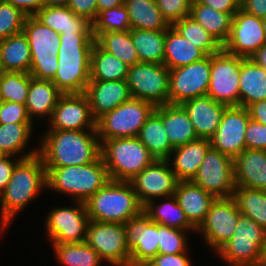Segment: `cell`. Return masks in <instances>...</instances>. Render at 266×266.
<instances>
[{
	"mask_svg": "<svg viewBox=\"0 0 266 266\" xmlns=\"http://www.w3.org/2000/svg\"><path fill=\"white\" fill-rule=\"evenodd\" d=\"M33 123L25 105L2 101L0 103V124Z\"/></svg>",
	"mask_w": 266,
	"mask_h": 266,
	"instance_id": "681fc988",
	"label": "cell"
},
{
	"mask_svg": "<svg viewBox=\"0 0 266 266\" xmlns=\"http://www.w3.org/2000/svg\"><path fill=\"white\" fill-rule=\"evenodd\" d=\"M4 72V68L1 62V52H0V74Z\"/></svg>",
	"mask_w": 266,
	"mask_h": 266,
	"instance_id": "03108f58",
	"label": "cell"
},
{
	"mask_svg": "<svg viewBox=\"0 0 266 266\" xmlns=\"http://www.w3.org/2000/svg\"><path fill=\"white\" fill-rule=\"evenodd\" d=\"M192 182L216 198L232 197L236 189L234 159L210 147Z\"/></svg>",
	"mask_w": 266,
	"mask_h": 266,
	"instance_id": "7c38bea8",
	"label": "cell"
},
{
	"mask_svg": "<svg viewBox=\"0 0 266 266\" xmlns=\"http://www.w3.org/2000/svg\"><path fill=\"white\" fill-rule=\"evenodd\" d=\"M31 50L30 75L53 80L58 67L60 34L44 25L35 16H27L22 30Z\"/></svg>",
	"mask_w": 266,
	"mask_h": 266,
	"instance_id": "ba28073f",
	"label": "cell"
},
{
	"mask_svg": "<svg viewBox=\"0 0 266 266\" xmlns=\"http://www.w3.org/2000/svg\"><path fill=\"white\" fill-rule=\"evenodd\" d=\"M76 207L51 209L46 217V229L52 243L85 242L89 216L84 202Z\"/></svg>",
	"mask_w": 266,
	"mask_h": 266,
	"instance_id": "9a60e30c",
	"label": "cell"
},
{
	"mask_svg": "<svg viewBox=\"0 0 266 266\" xmlns=\"http://www.w3.org/2000/svg\"><path fill=\"white\" fill-rule=\"evenodd\" d=\"M47 188L46 169L41 157L35 156L22 159L15 167L9 183L0 194L1 231L6 229L18 211Z\"/></svg>",
	"mask_w": 266,
	"mask_h": 266,
	"instance_id": "3957f363",
	"label": "cell"
},
{
	"mask_svg": "<svg viewBox=\"0 0 266 266\" xmlns=\"http://www.w3.org/2000/svg\"><path fill=\"white\" fill-rule=\"evenodd\" d=\"M172 26L207 56L217 53L222 49L218 41L189 15L175 22Z\"/></svg>",
	"mask_w": 266,
	"mask_h": 266,
	"instance_id": "b9f144b4",
	"label": "cell"
},
{
	"mask_svg": "<svg viewBox=\"0 0 266 266\" xmlns=\"http://www.w3.org/2000/svg\"><path fill=\"white\" fill-rule=\"evenodd\" d=\"M250 119L266 125V100L257 101L247 107Z\"/></svg>",
	"mask_w": 266,
	"mask_h": 266,
	"instance_id": "680465c9",
	"label": "cell"
},
{
	"mask_svg": "<svg viewBox=\"0 0 266 266\" xmlns=\"http://www.w3.org/2000/svg\"><path fill=\"white\" fill-rule=\"evenodd\" d=\"M57 260L65 266H99L102 258L85 242L52 243Z\"/></svg>",
	"mask_w": 266,
	"mask_h": 266,
	"instance_id": "60d3db41",
	"label": "cell"
},
{
	"mask_svg": "<svg viewBox=\"0 0 266 266\" xmlns=\"http://www.w3.org/2000/svg\"><path fill=\"white\" fill-rule=\"evenodd\" d=\"M201 4L214 10L229 13L233 16L240 9L241 0H198Z\"/></svg>",
	"mask_w": 266,
	"mask_h": 266,
	"instance_id": "11a10c76",
	"label": "cell"
},
{
	"mask_svg": "<svg viewBox=\"0 0 266 266\" xmlns=\"http://www.w3.org/2000/svg\"><path fill=\"white\" fill-rule=\"evenodd\" d=\"M63 93L52 83L51 80L30 79L26 109L31 121L36 115L41 117L52 116L53 110Z\"/></svg>",
	"mask_w": 266,
	"mask_h": 266,
	"instance_id": "1f68e13d",
	"label": "cell"
},
{
	"mask_svg": "<svg viewBox=\"0 0 266 266\" xmlns=\"http://www.w3.org/2000/svg\"><path fill=\"white\" fill-rule=\"evenodd\" d=\"M85 243L102 258L115 266H129L130 250L126 245L125 226L90 220Z\"/></svg>",
	"mask_w": 266,
	"mask_h": 266,
	"instance_id": "4fadbf2b",
	"label": "cell"
},
{
	"mask_svg": "<svg viewBox=\"0 0 266 266\" xmlns=\"http://www.w3.org/2000/svg\"><path fill=\"white\" fill-rule=\"evenodd\" d=\"M38 154V150H33L27 152L24 156L19 159L12 160L10 159L13 156L10 155H2L0 157V194L9 183L11 179V175L16 167V165L22 160Z\"/></svg>",
	"mask_w": 266,
	"mask_h": 266,
	"instance_id": "816d5d0a",
	"label": "cell"
},
{
	"mask_svg": "<svg viewBox=\"0 0 266 266\" xmlns=\"http://www.w3.org/2000/svg\"><path fill=\"white\" fill-rule=\"evenodd\" d=\"M250 58L266 70V42Z\"/></svg>",
	"mask_w": 266,
	"mask_h": 266,
	"instance_id": "91938a15",
	"label": "cell"
},
{
	"mask_svg": "<svg viewBox=\"0 0 266 266\" xmlns=\"http://www.w3.org/2000/svg\"><path fill=\"white\" fill-rule=\"evenodd\" d=\"M4 71L30 73L31 50L24 32L0 40Z\"/></svg>",
	"mask_w": 266,
	"mask_h": 266,
	"instance_id": "e575fe53",
	"label": "cell"
},
{
	"mask_svg": "<svg viewBox=\"0 0 266 266\" xmlns=\"http://www.w3.org/2000/svg\"><path fill=\"white\" fill-rule=\"evenodd\" d=\"M262 23H263L264 33H265V36H266V17L262 18Z\"/></svg>",
	"mask_w": 266,
	"mask_h": 266,
	"instance_id": "e7e4bbea",
	"label": "cell"
},
{
	"mask_svg": "<svg viewBox=\"0 0 266 266\" xmlns=\"http://www.w3.org/2000/svg\"><path fill=\"white\" fill-rule=\"evenodd\" d=\"M158 8L167 22L172 26L175 22L190 14L192 0H156Z\"/></svg>",
	"mask_w": 266,
	"mask_h": 266,
	"instance_id": "c3c4849f",
	"label": "cell"
},
{
	"mask_svg": "<svg viewBox=\"0 0 266 266\" xmlns=\"http://www.w3.org/2000/svg\"><path fill=\"white\" fill-rule=\"evenodd\" d=\"M50 120V128L54 130H96L85 93L62 94Z\"/></svg>",
	"mask_w": 266,
	"mask_h": 266,
	"instance_id": "44dd1931",
	"label": "cell"
},
{
	"mask_svg": "<svg viewBox=\"0 0 266 266\" xmlns=\"http://www.w3.org/2000/svg\"><path fill=\"white\" fill-rule=\"evenodd\" d=\"M240 107L266 100V70L251 58H242L240 63Z\"/></svg>",
	"mask_w": 266,
	"mask_h": 266,
	"instance_id": "83f0119b",
	"label": "cell"
},
{
	"mask_svg": "<svg viewBox=\"0 0 266 266\" xmlns=\"http://www.w3.org/2000/svg\"><path fill=\"white\" fill-rule=\"evenodd\" d=\"M130 29L129 14L124 4L100 11L92 23L94 38L99 33L129 31Z\"/></svg>",
	"mask_w": 266,
	"mask_h": 266,
	"instance_id": "f6af8a7d",
	"label": "cell"
},
{
	"mask_svg": "<svg viewBox=\"0 0 266 266\" xmlns=\"http://www.w3.org/2000/svg\"><path fill=\"white\" fill-rule=\"evenodd\" d=\"M171 160H155L129 182L142 206L154 198H167L175 194L178 180L169 166Z\"/></svg>",
	"mask_w": 266,
	"mask_h": 266,
	"instance_id": "e0dca14e",
	"label": "cell"
},
{
	"mask_svg": "<svg viewBox=\"0 0 266 266\" xmlns=\"http://www.w3.org/2000/svg\"><path fill=\"white\" fill-rule=\"evenodd\" d=\"M189 16L197 21L221 46L227 42L232 23V16L229 13L214 10L198 0H192Z\"/></svg>",
	"mask_w": 266,
	"mask_h": 266,
	"instance_id": "836d02e7",
	"label": "cell"
},
{
	"mask_svg": "<svg viewBox=\"0 0 266 266\" xmlns=\"http://www.w3.org/2000/svg\"><path fill=\"white\" fill-rule=\"evenodd\" d=\"M27 15L10 3L0 4V40L22 32Z\"/></svg>",
	"mask_w": 266,
	"mask_h": 266,
	"instance_id": "7dc6e473",
	"label": "cell"
},
{
	"mask_svg": "<svg viewBox=\"0 0 266 266\" xmlns=\"http://www.w3.org/2000/svg\"><path fill=\"white\" fill-rule=\"evenodd\" d=\"M67 7L91 24L98 15L97 0H69Z\"/></svg>",
	"mask_w": 266,
	"mask_h": 266,
	"instance_id": "f5cc1de1",
	"label": "cell"
},
{
	"mask_svg": "<svg viewBox=\"0 0 266 266\" xmlns=\"http://www.w3.org/2000/svg\"><path fill=\"white\" fill-rule=\"evenodd\" d=\"M100 154L113 181L129 182L156 160L138 137L102 141Z\"/></svg>",
	"mask_w": 266,
	"mask_h": 266,
	"instance_id": "8992f818",
	"label": "cell"
},
{
	"mask_svg": "<svg viewBox=\"0 0 266 266\" xmlns=\"http://www.w3.org/2000/svg\"><path fill=\"white\" fill-rule=\"evenodd\" d=\"M238 211L266 230V191L236 187L232 194Z\"/></svg>",
	"mask_w": 266,
	"mask_h": 266,
	"instance_id": "ab89813d",
	"label": "cell"
},
{
	"mask_svg": "<svg viewBox=\"0 0 266 266\" xmlns=\"http://www.w3.org/2000/svg\"><path fill=\"white\" fill-rule=\"evenodd\" d=\"M149 263L153 266H192L185 253L157 254Z\"/></svg>",
	"mask_w": 266,
	"mask_h": 266,
	"instance_id": "db71d44e",
	"label": "cell"
},
{
	"mask_svg": "<svg viewBox=\"0 0 266 266\" xmlns=\"http://www.w3.org/2000/svg\"><path fill=\"white\" fill-rule=\"evenodd\" d=\"M4 2L20 9L27 16H34L45 6L44 0H4Z\"/></svg>",
	"mask_w": 266,
	"mask_h": 266,
	"instance_id": "9f6ffc18",
	"label": "cell"
},
{
	"mask_svg": "<svg viewBox=\"0 0 266 266\" xmlns=\"http://www.w3.org/2000/svg\"><path fill=\"white\" fill-rule=\"evenodd\" d=\"M181 106L187 112L197 137L208 140L214 136L222 115L228 107L207 95L187 100Z\"/></svg>",
	"mask_w": 266,
	"mask_h": 266,
	"instance_id": "603a6c76",
	"label": "cell"
},
{
	"mask_svg": "<svg viewBox=\"0 0 266 266\" xmlns=\"http://www.w3.org/2000/svg\"><path fill=\"white\" fill-rule=\"evenodd\" d=\"M211 147V142L208 139H197L188 142L185 145L178 146L173 149V168L178 181H192L196 176L199 167L203 161L205 153Z\"/></svg>",
	"mask_w": 266,
	"mask_h": 266,
	"instance_id": "484cf974",
	"label": "cell"
},
{
	"mask_svg": "<svg viewBox=\"0 0 266 266\" xmlns=\"http://www.w3.org/2000/svg\"><path fill=\"white\" fill-rule=\"evenodd\" d=\"M168 201L154 206L155 200L149 201L143 206V211L150 217L153 222L161 224L163 226H168L172 228H177L180 230H194L196 228L188 221L184 211L180 207L176 197L169 196L166 198Z\"/></svg>",
	"mask_w": 266,
	"mask_h": 266,
	"instance_id": "8d00e7d4",
	"label": "cell"
},
{
	"mask_svg": "<svg viewBox=\"0 0 266 266\" xmlns=\"http://www.w3.org/2000/svg\"><path fill=\"white\" fill-rule=\"evenodd\" d=\"M151 102L131 98L96 120L100 143L122 137H138L141 127L155 110Z\"/></svg>",
	"mask_w": 266,
	"mask_h": 266,
	"instance_id": "9c48e42d",
	"label": "cell"
},
{
	"mask_svg": "<svg viewBox=\"0 0 266 266\" xmlns=\"http://www.w3.org/2000/svg\"><path fill=\"white\" fill-rule=\"evenodd\" d=\"M95 42L106 52L112 54L128 66L139 63L138 53L135 49L130 30L99 33Z\"/></svg>",
	"mask_w": 266,
	"mask_h": 266,
	"instance_id": "f35d334b",
	"label": "cell"
},
{
	"mask_svg": "<svg viewBox=\"0 0 266 266\" xmlns=\"http://www.w3.org/2000/svg\"><path fill=\"white\" fill-rule=\"evenodd\" d=\"M265 247L266 230L241 214L232 238L217 254L230 266H263Z\"/></svg>",
	"mask_w": 266,
	"mask_h": 266,
	"instance_id": "52a82bcc",
	"label": "cell"
},
{
	"mask_svg": "<svg viewBox=\"0 0 266 266\" xmlns=\"http://www.w3.org/2000/svg\"><path fill=\"white\" fill-rule=\"evenodd\" d=\"M188 221L197 229L205 220L216 197L192 181H178L175 194Z\"/></svg>",
	"mask_w": 266,
	"mask_h": 266,
	"instance_id": "d4e9b609",
	"label": "cell"
},
{
	"mask_svg": "<svg viewBox=\"0 0 266 266\" xmlns=\"http://www.w3.org/2000/svg\"><path fill=\"white\" fill-rule=\"evenodd\" d=\"M85 206L89 220L121 224L143 210L131 183L113 180L92 195Z\"/></svg>",
	"mask_w": 266,
	"mask_h": 266,
	"instance_id": "277c9868",
	"label": "cell"
},
{
	"mask_svg": "<svg viewBox=\"0 0 266 266\" xmlns=\"http://www.w3.org/2000/svg\"><path fill=\"white\" fill-rule=\"evenodd\" d=\"M170 72L164 64L139 62L129 66L126 82L132 98L155 106L169 104Z\"/></svg>",
	"mask_w": 266,
	"mask_h": 266,
	"instance_id": "30bf717a",
	"label": "cell"
},
{
	"mask_svg": "<svg viewBox=\"0 0 266 266\" xmlns=\"http://www.w3.org/2000/svg\"><path fill=\"white\" fill-rule=\"evenodd\" d=\"M240 8L256 17H266V0H241Z\"/></svg>",
	"mask_w": 266,
	"mask_h": 266,
	"instance_id": "6f0895ef",
	"label": "cell"
},
{
	"mask_svg": "<svg viewBox=\"0 0 266 266\" xmlns=\"http://www.w3.org/2000/svg\"><path fill=\"white\" fill-rule=\"evenodd\" d=\"M29 73L4 71L0 74V93L2 101L26 104L30 87Z\"/></svg>",
	"mask_w": 266,
	"mask_h": 266,
	"instance_id": "ee69618b",
	"label": "cell"
},
{
	"mask_svg": "<svg viewBox=\"0 0 266 266\" xmlns=\"http://www.w3.org/2000/svg\"><path fill=\"white\" fill-rule=\"evenodd\" d=\"M246 149L266 151V125L249 120L245 131Z\"/></svg>",
	"mask_w": 266,
	"mask_h": 266,
	"instance_id": "f907efd6",
	"label": "cell"
},
{
	"mask_svg": "<svg viewBox=\"0 0 266 266\" xmlns=\"http://www.w3.org/2000/svg\"><path fill=\"white\" fill-rule=\"evenodd\" d=\"M140 62L164 63L165 31L130 29Z\"/></svg>",
	"mask_w": 266,
	"mask_h": 266,
	"instance_id": "74e56055",
	"label": "cell"
},
{
	"mask_svg": "<svg viewBox=\"0 0 266 266\" xmlns=\"http://www.w3.org/2000/svg\"><path fill=\"white\" fill-rule=\"evenodd\" d=\"M236 187L266 191V151L244 149L234 158Z\"/></svg>",
	"mask_w": 266,
	"mask_h": 266,
	"instance_id": "cb8c5ba5",
	"label": "cell"
},
{
	"mask_svg": "<svg viewBox=\"0 0 266 266\" xmlns=\"http://www.w3.org/2000/svg\"><path fill=\"white\" fill-rule=\"evenodd\" d=\"M34 16L59 34L92 33V24L67 6H44Z\"/></svg>",
	"mask_w": 266,
	"mask_h": 266,
	"instance_id": "f546056e",
	"label": "cell"
},
{
	"mask_svg": "<svg viewBox=\"0 0 266 266\" xmlns=\"http://www.w3.org/2000/svg\"><path fill=\"white\" fill-rule=\"evenodd\" d=\"M128 70L126 63L94 43L90 54V80H126Z\"/></svg>",
	"mask_w": 266,
	"mask_h": 266,
	"instance_id": "d590c367",
	"label": "cell"
},
{
	"mask_svg": "<svg viewBox=\"0 0 266 266\" xmlns=\"http://www.w3.org/2000/svg\"><path fill=\"white\" fill-rule=\"evenodd\" d=\"M161 119L173 148L199 139L187 112L181 105H161Z\"/></svg>",
	"mask_w": 266,
	"mask_h": 266,
	"instance_id": "f1b7e54d",
	"label": "cell"
},
{
	"mask_svg": "<svg viewBox=\"0 0 266 266\" xmlns=\"http://www.w3.org/2000/svg\"><path fill=\"white\" fill-rule=\"evenodd\" d=\"M92 33L60 34L58 67L52 83L63 93H84L90 81Z\"/></svg>",
	"mask_w": 266,
	"mask_h": 266,
	"instance_id": "7a4b0ae2",
	"label": "cell"
},
{
	"mask_svg": "<svg viewBox=\"0 0 266 266\" xmlns=\"http://www.w3.org/2000/svg\"><path fill=\"white\" fill-rule=\"evenodd\" d=\"M134 266H153V265H151L149 262H141V263H138Z\"/></svg>",
	"mask_w": 266,
	"mask_h": 266,
	"instance_id": "be15d7a7",
	"label": "cell"
},
{
	"mask_svg": "<svg viewBox=\"0 0 266 266\" xmlns=\"http://www.w3.org/2000/svg\"><path fill=\"white\" fill-rule=\"evenodd\" d=\"M158 233V254H180L186 252L188 244L184 230L158 224Z\"/></svg>",
	"mask_w": 266,
	"mask_h": 266,
	"instance_id": "bcb514c9",
	"label": "cell"
},
{
	"mask_svg": "<svg viewBox=\"0 0 266 266\" xmlns=\"http://www.w3.org/2000/svg\"><path fill=\"white\" fill-rule=\"evenodd\" d=\"M131 29L166 31L171 25L158 8L156 0H125Z\"/></svg>",
	"mask_w": 266,
	"mask_h": 266,
	"instance_id": "d6a6232c",
	"label": "cell"
},
{
	"mask_svg": "<svg viewBox=\"0 0 266 266\" xmlns=\"http://www.w3.org/2000/svg\"><path fill=\"white\" fill-rule=\"evenodd\" d=\"M242 57L223 48L210 55V81L207 96L226 106H240L239 79Z\"/></svg>",
	"mask_w": 266,
	"mask_h": 266,
	"instance_id": "8fae6325",
	"label": "cell"
},
{
	"mask_svg": "<svg viewBox=\"0 0 266 266\" xmlns=\"http://www.w3.org/2000/svg\"><path fill=\"white\" fill-rule=\"evenodd\" d=\"M125 0H97L98 13L105 9L121 6Z\"/></svg>",
	"mask_w": 266,
	"mask_h": 266,
	"instance_id": "94428289",
	"label": "cell"
},
{
	"mask_svg": "<svg viewBox=\"0 0 266 266\" xmlns=\"http://www.w3.org/2000/svg\"><path fill=\"white\" fill-rule=\"evenodd\" d=\"M38 149L45 168L79 166L100 157L101 143L96 130H54L45 132Z\"/></svg>",
	"mask_w": 266,
	"mask_h": 266,
	"instance_id": "6da1fadb",
	"label": "cell"
},
{
	"mask_svg": "<svg viewBox=\"0 0 266 266\" xmlns=\"http://www.w3.org/2000/svg\"><path fill=\"white\" fill-rule=\"evenodd\" d=\"M207 55L185 39L173 26L165 31L164 65L174 69L195 63Z\"/></svg>",
	"mask_w": 266,
	"mask_h": 266,
	"instance_id": "4316f807",
	"label": "cell"
},
{
	"mask_svg": "<svg viewBox=\"0 0 266 266\" xmlns=\"http://www.w3.org/2000/svg\"><path fill=\"white\" fill-rule=\"evenodd\" d=\"M139 140L156 160H170L173 147L161 119V105L148 117L138 134Z\"/></svg>",
	"mask_w": 266,
	"mask_h": 266,
	"instance_id": "4dcf8cb0",
	"label": "cell"
},
{
	"mask_svg": "<svg viewBox=\"0 0 266 266\" xmlns=\"http://www.w3.org/2000/svg\"><path fill=\"white\" fill-rule=\"evenodd\" d=\"M45 6L56 7V6H67L69 0H44Z\"/></svg>",
	"mask_w": 266,
	"mask_h": 266,
	"instance_id": "6125c7cd",
	"label": "cell"
},
{
	"mask_svg": "<svg viewBox=\"0 0 266 266\" xmlns=\"http://www.w3.org/2000/svg\"><path fill=\"white\" fill-rule=\"evenodd\" d=\"M33 123L0 124V151L3 155L17 156L25 149L32 134Z\"/></svg>",
	"mask_w": 266,
	"mask_h": 266,
	"instance_id": "7bdbcfd3",
	"label": "cell"
},
{
	"mask_svg": "<svg viewBox=\"0 0 266 266\" xmlns=\"http://www.w3.org/2000/svg\"><path fill=\"white\" fill-rule=\"evenodd\" d=\"M84 93L95 120L132 98L126 80H90Z\"/></svg>",
	"mask_w": 266,
	"mask_h": 266,
	"instance_id": "7402d4cb",
	"label": "cell"
},
{
	"mask_svg": "<svg viewBox=\"0 0 266 266\" xmlns=\"http://www.w3.org/2000/svg\"><path fill=\"white\" fill-rule=\"evenodd\" d=\"M265 42L262 18L240 8L232 16L231 32L222 48L235 56L250 58Z\"/></svg>",
	"mask_w": 266,
	"mask_h": 266,
	"instance_id": "ac0fdd59",
	"label": "cell"
},
{
	"mask_svg": "<svg viewBox=\"0 0 266 266\" xmlns=\"http://www.w3.org/2000/svg\"><path fill=\"white\" fill-rule=\"evenodd\" d=\"M250 115L245 107L229 106L225 109L220 125L210 139L211 147L234 159L246 149L245 131Z\"/></svg>",
	"mask_w": 266,
	"mask_h": 266,
	"instance_id": "ffe728a7",
	"label": "cell"
},
{
	"mask_svg": "<svg viewBox=\"0 0 266 266\" xmlns=\"http://www.w3.org/2000/svg\"><path fill=\"white\" fill-rule=\"evenodd\" d=\"M241 213L232 197L216 198L205 220L196 229L216 252L232 238Z\"/></svg>",
	"mask_w": 266,
	"mask_h": 266,
	"instance_id": "2e32d148",
	"label": "cell"
},
{
	"mask_svg": "<svg viewBox=\"0 0 266 266\" xmlns=\"http://www.w3.org/2000/svg\"><path fill=\"white\" fill-rule=\"evenodd\" d=\"M126 245L130 250L129 266L149 262L158 254V223L142 210L124 224Z\"/></svg>",
	"mask_w": 266,
	"mask_h": 266,
	"instance_id": "d6986e66",
	"label": "cell"
},
{
	"mask_svg": "<svg viewBox=\"0 0 266 266\" xmlns=\"http://www.w3.org/2000/svg\"><path fill=\"white\" fill-rule=\"evenodd\" d=\"M45 169L48 188L84 203L111 180L101 156L89 164Z\"/></svg>",
	"mask_w": 266,
	"mask_h": 266,
	"instance_id": "5b68a950",
	"label": "cell"
},
{
	"mask_svg": "<svg viewBox=\"0 0 266 266\" xmlns=\"http://www.w3.org/2000/svg\"><path fill=\"white\" fill-rule=\"evenodd\" d=\"M169 104L207 95L210 81V55L201 61L169 70Z\"/></svg>",
	"mask_w": 266,
	"mask_h": 266,
	"instance_id": "5bb4252c",
	"label": "cell"
},
{
	"mask_svg": "<svg viewBox=\"0 0 266 266\" xmlns=\"http://www.w3.org/2000/svg\"><path fill=\"white\" fill-rule=\"evenodd\" d=\"M263 266H266V247L264 250V261H263Z\"/></svg>",
	"mask_w": 266,
	"mask_h": 266,
	"instance_id": "003e7915",
	"label": "cell"
}]
</instances>
